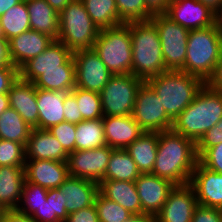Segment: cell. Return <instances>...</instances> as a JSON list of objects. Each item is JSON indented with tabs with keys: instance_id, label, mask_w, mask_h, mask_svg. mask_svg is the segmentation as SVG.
Listing matches in <instances>:
<instances>
[{
	"instance_id": "cell-58",
	"label": "cell",
	"mask_w": 222,
	"mask_h": 222,
	"mask_svg": "<svg viewBox=\"0 0 222 222\" xmlns=\"http://www.w3.org/2000/svg\"><path fill=\"white\" fill-rule=\"evenodd\" d=\"M6 212V210L1 206L0 204V218L3 216V214Z\"/></svg>"
},
{
	"instance_id": "cell-28",
	"label": "cell",
	"mask_w": 222,
	"mask_h": 222,
	"mask_svg": "<svg viewBox=\"0 0 222 222\" xmlns=\"http://www.w3.org/2000/svg\"><path fill=\"white\" fill-rule=\"evenodd\" d=\"M158 140L159 132H144L126 148L141 174L152 173L157 157Z\"/></svg>"
},
{
	"instance_id": "cell-7",
	"label": "cell",
	"mask_w": 222,
	"mask_h": 222,
	"mask_svg": "<svg viewBox=\"0 0 222 222\" xmlns=\"http://www.w3.org/2000/svg\"><path fill=\"white\" fill-rule=\"evenodd\" d=\"M93 49L111 74H132V43L128 24L99 30Z\"/></svg>"
},
{
	"instance_id": "cell-21",
	"label": "cell",
	"mask_w": 222,
	"mask_h": 222,
	"mask_svg": "<svg viewBox=\"0 0 222 222\" xmlns=\"http://www.w3.org/2000/svg\"><path fill=\"white\" fill-rule=\"evenodd\" d=\"M102 120L106 145L113 149H126L144 133L132 114L128 116H106Z\"/></svg>"
},
{
	"instance_id": "cell-20",
	"label": "cell",
	"mask_w": 222,
	"mask_h": 222,
	"mask_svg": "<svg viewBox=\"0 0 222 222\" xmlns=\"http://www.w3.org/2000/svg\"><path fill=\"white\" fill-rule=\"evenodd\" d=\"M8 99L10 107L15 109L30 127L39 129V113L34 83L19 77L11 86Z\"/></svg>"
},
{
	"instance_id": "cell-41",
	"label": "cell",
	"mask_w": 222,
	"mask_h": 222,
	"mask_svg": "<svg viewBox=\"0 0 222 222\" xmlns=\"http://www.w3.org/2000/svg\"><path fill=\"white\" fill-rule=\"evenodd\" d=\"M219 143H222V119L196 142L197 157L199 158L207 149Z\"/></svg>"
},
{
	"instance_id": "cell-19",
	"label": "cell",
	"mask_w": 222,
	"mask_h": 222,
	"mask_svg": "<svg viewBox=\"0 0 222 222\" xmlns=\"http://www.w3.org/2000/svg\"><path fill=\"white\" fill-rule=\"evenodd\" d=\"M47 34L29 29L8 40L9 56L18 69L29 59L38 56L53 42Z\"/></svg>"
},
{
	"instance_id": "cell-30",
	"label": "cell",
	"mask_w": 222,
	"mask_h": 222,
	"mask_svg": "<svg viewBox=\"0 0 222 222\" xmlns=\"http://www.w3.org/2000/svg\"><path fill=\"white\" fill-rule=\"evenodd\" d=\"M140 174L136 163L126 149H113L103 180L135 182Z\"/></svg>"
},
{
	"instance_id": "cell-17",
	"label": "cell",
	"mask_w": 222,
	"mask_h": 222,
	"mask_svg": "<svg viewBox=\"0 0 222 222\" xmlns=\"http://www.w3.org/2000/svg\"><path fill=\"white\" fill-rule=\"evenodd\" d=\"M189 184L193 187L198 205L222 207V174L211 171L197 162Z\"/></svg>"
},
{
	"instance_id": "cell-8",
	"label": "cell",
	"mask_w": 222,
	"mask_h": 222,
	"mask_svg": "<svg viewBox=\"0 0 222 222\" xmlns=\"http://www.w3.org/2000/svg\"><path fill=\"white\" fill-rule=\"evenodd\" d=\"M143 82L133 74H112L99 93L103 116L131 115L137 91Z\"/></svg>"
},
{
	"instance_id": "cell-4",
	"label": "cell",
	"mask_w": 222,
	"mask_h": 222,
	"mask_svg": "<svg viewBox=\"0 0 222 222\" xmlns=\"http://www.w3.org/2000/svg\"><path fill=\"white\" fill-rule=\"evenodd\" d=\"M127 24L130 26L132 43V74L146 82L168 71L155 24L151 20Z\"/></svg>"
},
{
	"instance_id": "cell-31",
	"label": "cell",
	"mask_w": 222,
	"mask_h": 222,
	"mask_svg": "<svg viewBox=\"0 0 222 222\" xmlns=\"http://www.w3.org/2000/svg\"><path fill=\"white\" fill-rule=\"evenodd\" d=\"M29 29H31L30 16L25 0L0 16V35L7 41Z\"/></svg>"
},
{
	"instance_id": "cell-9",
	"label": "cell",
	"mask_w": 222,
	"mask_h": 222,
	"mask_svg": "<svg viewBox=\"0 0 222 222\" xmlns=\"http://www.w3.org/2000/svg\"><path fill=\"white\" fill-rule=\"evenodd\" d=\"M156 26L167 70L179 71L184 67L189 29L175 23L165 13L154 14L150 19Z\"/></svg>"
},
{
	"instance_id": "cell-24",
	"label": "cell",
	"mask_w": 222,
	"mask_h": 222,
	"mask_svg": "<svg viewBox=\"0 0 222 222\" xmlns=\"http://www.w3.org/2000/svg\"><path fill=\"white\" fill-rule=\"evenodd\" d=\"M67 92L36 88L39 129L48 130L64 122V99Z\"/></svg>"
},
{
	"instance_id": "cell-16",
	"label": "cell",
	"mask_w": 222,
	"mask_h": 222,
	"mask_svg": "<svg viewBox=\"0 0 222 222\" xmlns=\"http://www.w3.org/2000/svg\"><path fill=\"white\" fill-rule=\"evenodd\" d=\"M135 186L141 202V213L156 216L175 184L154 174H140Z\"/></svg>"
},
{
	"instance_id": "cell-53",
	"label": "cell",
	"mask_w": 222,
	"mask_h": 222,
	"mask_svg": "<svg viewBox=\"0 0 222 222\" xmlns=\"http://www.w3.org/2000/svg\"><path fill=\"white\" fill-rule=\"evenodd\" d=\"M204 6L208 7L218 17L222 14V0H198Z\"/></svg>"
},
{
	"instance_id": "cell-22",
	"label": "cell",
	"mask_w": 222,
	"mask_h": 222,
	"mask_svg": "<svg viewBox=\"0 0 222 222\" xmlns=\"http://www.w3.org/2000/svg\"><path fill=\"white\" fill-rule=\"evenodd\" d=\"M26 160H56L66 162L68 153L48 131L32 128L25 146Z\"/></svg>"
},
{
	"instance_id": "cell-14",
	"label": "cell",
	"mask_w": 222,
	"mask_h": 222,
	"mask_svg": "<svg viewBox=\"0 0 222 222\" xmlns=\"http://www.w3.org/2000/svg\"><path fill=\"white\" fill-rule=\"evenodd\" d=\"M165 14L189 30L209 27L219 18L198 0H171Z\"/></svg>"
},
{
	"instance_id": "cell-52",
	"label": "cell",
	"mask_w": 222,
	"mask_h": 222,
	"mask_svg": "<svg viewBox=\"0 0 222 222\" xmlns=\"http://www.w3.org/2000/svg\"><path fill=\"white\" fill-rule=\"evenodd\" d=\"M11 64L8 41L0 35V67Z\"/></svg>"
},
{
	"instance_id": "cell-33",
	"label": "cell",
	"mask_w": 222,
	"mask_h": 222,
	"mask_svg": "<svg viewBox=\"0 0 222 222\" xmlns=\"http://www.w3.org/2000/svg\"><path fill=\"white\" fill-rule=\"evenodd\" d=\"M105 145L102 118L83 120L76 124L75 151L95 149Z\"/></svg>"
},
{
	"instance_id": "cell-6",
	"label": "cell",
	"mask_w": 222,
	"mask_h": 222,
	"mask_svg": "<svg viewBox=\"0 0 222 222\" xmlns=\"http://www.w3.org/2000/svg\"><path fill=\"white\" fill-rule=\"evenodd\" d=\"M98 33L81 0H73L59 13L57 40L72 52L93 48Z\"/></svg>"
},
{
	"instance_id": "cell-23",
	"label": "cell",
	"mask_w": 222,
	"mask_h": 222,
	"mask_svg": "<svg viewBox=\"0 0 222 222\" xmlns=\"http://www.w3.org/2000/svg\"><path fill=\"white\" fill-rule=\"evenodd\" d=\"M66 200L68 215L94 204L99 184L91 180L69 176L58 187Z\"/></svg>"
},
{
	"instance_id": "cell-60",
	"label": "cell",
	"mask_w": 222,
	"mask_h": 222,
	"mask_svg": "<svg viewBox=\"0 0 222 222\" xmlns=\"http://www.w3.org/2000/svg\"><path fill=\"white\" fill-rule=\"evenodd\" d=\"M221 216V222H222V207L218 208Z\"/></svg>"
},
{
	"instance_id": "cell-12",
	"label": "cell",
	"mask_w": 222,
	"mask_h": 222,
	"mask_svg": "<svg viewBox=\"0 0 222 222\" xmlns=\"http://www.w3.org/2000/svg\"><path fill=\"white\" fill-rule=\"evenodd\" d=\"M113 148L108 145L89 150H77L68 153L67 166L69 176L100 183L105 176L109 157Z\"/></svg>"
},
{
	"instance_id": "cell-25",
	"label": "cell",
	"mask_w": 222,
	"mask_h": 222,
	"mask_svg": "<svg viewBox=\"0 0 222 222\" xmlns=\"http://www.w3.org/2000/svg\"><path fill=\"white\" fill-rule=\"evenodd\" d=\"M24 183V166H0V204L5 210H16Z\"/></svg>"
},
{
	"instance_id": "cell-45",
	"label": "cell",
	"mask_w": 222,
	"mask_h": 222,
	"mask_svg": "<svg viewBox=\"0 0 222 222\" xmlns=\"http://www.w3.org/2000/svg\"><path fill=\"white\" fill-rule=\"evenodd\" d=\"M19 78V69L13 64L0 67V94H8L13 83Z\"/></svg>"
},
{
	"instance_id": "cell-36",
	"label": "cell",
	"mask_w": 222,
	"mask_h": 222,
	"mask_svg": "<svg viewBox=\"0 0 222 222\" xmlns=\"http://www.w3.org/2000/svg\"><path fill=\"white\" fill-rule=\"evenodd\" d=\"M48 190L25 180L19 205L16 208L21 214L32 216L43 201H46Z\"/></svg>"
},
{
	"instance_id": "cell-49",
	"label": "cell",
	"mask_w": 222,
	"mask_h": 222,
	"mask_svg": "<svg viewBox=\"0 0 222 222\" xmlns=\"http://www.w3.org/2000/svg\"><path fill=\"white\" fill-rule=\"evenodd\" d=\"M206 84L213 90L222 92V53L219 61L217 62V66L213 76L208 80Z\"/></svg>"
},
{
	"instance_id": "cell-5",
	"label": "cell",
	"mask_w": 222,
	"mask_h": 222,
	"mask_svg": "<svg viewBox=\"0 0 222 222\" xmlns=\"http://www.w3.org/2000/svg\"><path fill=\"white\" fill-rule=\"evenodd\" d=\"M156 92L167 115L174 121L205 84L183 71L168 70L146 81Z\"/></svg>"
},
{
	"instance_id": "cell-27",
	"label": "cell",
	"mask_w": 222,
	"mask_h": 222,
	"mask_svg": "<svg viewBox=\"0 0 222 222\" xmlns=\"http://www.w3.org/2000/svg\"><path fill=\"white\" fill-rule=\"evenodd\" d=\"M25 2L30 16V28L57 40L59 34V13L46 0H25Z\"/></svg>"
},
{
	"instance_id": "cell-57",
	"label": "cell",
	"mask_w": 222,
	"mask_h": 222,
	"mask_svg": "<svg viewBox=\"0 0 222 222\" xmlns=\"http://www.w3.org/2000/svg\"><path fill=\"white\" fill-rule=\"evenodd\" d=\"M9 107L8 94H0V115Z\"/></svg>"
},
{
	"instance_id": "cell-56",
	"label": "cell",
	"mask_w": 222,
	"mask_h": 222,
	"mask_svg": "<svg viewBox=\"0 0 222 222\" xmlns=\"http://www.w3.org/2000/svg\"><path fill=\"white\" fill-rule=\"evenodd\" d=\"M22 0H0V16H2L7 10L14 5L18 4Z\"/></svg>"
},
{
	"instance_id": "cell-44",
	"label": "cell",
	"mask_w": 222,
	"mask_h": 222,
	"mask_svg": "<svg viewBox=\"0 0 222 222\" xmlns=\"http://www.w3.org/2000/svg\"><path fill=\"white\" fill-rule=\"evenodd\" d=\"M83 120L75 96L71 92L66 93L64 99V121L78 124Z\"/></svg>"
},
{
	"instance_id": "cell-46",
	"label": "cell",
	"mask_w": 222,
	"mask_h": 222,
	"mask_svg": "<svg viewBox=\"0 0 222 222\" xmlns=\"http://www.w3.org/2000/svg\"><path fill=\"white\" fill-rule=\"evenodd\" d=\"M191 222H221L219 209L198 205L194 210Z\"/></svg>"
},
{
	"instance_id": "cell-26",
	"label": "cell",
	"mask_w": 222,
	"mask_h": 222,
	"mask_svg": "<svg viewBox=\"0 0 222 222\" xmlns=\"http://www.w3.org/2000/svg\"><path fill=\"white\" fill-rule=\"evenodd\" d=\"M99 192L107 199L114 201L131 214H141V202L135 182L119 180H102Z\"/></svg>"
},
{
	"instance_id": "cell-2",
	"label": "cell",
	"mask_w": 222,
	"mask_h": 222,
	"mask_svg": "<svg viewBox=\"0 0 222 222\" xmlns=\"http://www.w3.org/2000/svg\"><path fill=\"white\" fill-rule=\"evenodd\" d=\"M222 119V92L206 83L173 121L172 130L195 143Z\"/></svg>"
},
{
	"instance_id": "cell-1",
	"label": "cell",
	"mask_w": 222,
	"mask_h": 222,
	"mask_svg": "<svg viewBox=\"0 0 222 222\" xmlns=\"http://www.w3.org/2000/svg\"><path fill=\"white\" fill-rule=\"evenodd\" d=\"M198 162L196 143L171 130L159 132L157 157L151 174L175 185L190 182Z\"/></svg>"
},
{
	"instance_id": "cell-40",
	"label": "cell",
	"mask_w": 222,
	"mask_h": 222,
	"mask_svg": "<svg viewBox=\"0 0 222 222\" xmlns=\"http://www.w3.org/2000/svg\"><path fill=\"white\" fill-rule=\"evenodd\" d=\"M48 131L61 143L67 153L75 151L76 124L64 121L52 126Z\"/></svg>"
},
{
	"instance_id": "cell-47",
	"label": "cell",
	"mask_w": 222,
	"mask_h": 222,
	"mask_svg": "<svg viewBox=\"0 0 222 222\" xmlns=\"http://www.w3.org/2000/svg\"><path fill=\"white\" fill-rule=\"evenodd\" d=\"M66 222H100L95 204L69 214Z\"/></svg>"
},
{
	"instance_id": "cell-42",
	"label": "cell",
	"mask_w": 222,
	"mask_h": 222,
	"mask_svg": "<svg viewBox=\"0 0 222 222\" xmlns=\"http://www.w3.org/2000/svg\"><path fill=\"white\" fill-rule=\"evenodd\" d=\"M198 162L207 169L222 174V143L207 149Z\"/></svg>"
},
{
	"instance_id": "cell-54",
	"label": "cell",
	"mask_w": 222,
	"mask_h": 222,
	"mask_svg": "<svg viewBox=\"0 0 222 222\" xmlns=\"http://www.w3.org/2000/svg\"><path fill=\"white\" fill-rule=\"evenodd\" d=\"M124 222H156V217L149 214H132Z\"/></svg>"
},
{
	"instance_id": "cell-29",
	"label": "cell",
	"mask_w": 222,
	"mask_h": 222,
	"mask_svg": "<svg viewBox=\"0 0 222 222\" xmlns=\"http://www.w3.org/2000/svg\"><path fill=\"white\" fill-rule=\"evenodd\" d=\"M36 88L69 93L76 87L75 62L71 57L62 69L44 70L35 82Z\"/></svg>"
},
{
	"instance_id": "cell-48",
	"label": "cell",
	"mask_w": 222,
	"mask_h": 222,
	"mask_svg": "<svg viewBox=\"0 0 222 222\" xmlns=\"http://www.w3.org/2000/svg\"><path fill=\"white\" fill-rule=\"evenodd\" d=\"M31 217L36 222H60L56 215H52L51 198H46Z\"/></svg>"
},
{
	"instance_id": "cell-51",
	"label": "cell",
	"mask_w": 222,
	"mask_h": 222,
	"mask_svg": "<svg viewBox=\"0 0 222 222\" xmlns=\"http://www.w3.org/2000/svg\"><path fill=\"white\" fill-rule=\"evenodd\" d=\"M146 8L154 14L166 13L171 0H144Z\"/></svg>"
},
{
	"instance_id": "cell-15",
	"label": "cell",
	"mask_w": 222,
	"mask_h": 222,
	"mask_svg": "<svg viewBox=\"0 0 222 222\" xmlns=\"http://www.w3.org/2000/svg\"><path fill=\"white\" fill-rule=\"evenodd\" d=\"M72 51L62 42L53 40L44 52L29 59L19 68V77L34 83L44 74V70L62 69L71 57Z\"/></svg>"
},
{
	"instance_id": "cell-39",
	"label": "cell",
	"mask_w": 222,
	"mask_h": 222,
	"mask_svg": "<svg viewBox=\"0 0 222 222\" xmlns=\"http://www.w3.org/2000/svg\"><path fill=\"white\" fill-rule=\"evenodd\" d=\"M25 161V145L0 139V166H24Z\"/></svg>"
},
{
	"instance_id": "cell-38",
	"label": "cell",
	"mask_w": 222,
	"mask_h": 222,
	"mask_svg": "<svg viewBox=\"0 0 222 222\" xmlns=\"http://www.w3.org/2000/svg\"><path fill=\"white\" fill-rule=\"evenodd\" d=\"M94 204L100 222H124L132 215L128 210L107 199L100 192L97 193Z\"/></svg>"
},
{
	"instance_id": "cell-18",
	"label": "cell",
	"mask_w": 222,
	"mask_h": 222,
	"mask_svg": "<svg viewBox=\"0 0 222 222\" xmlns=\"http://www.w3.org/2000/svg\"><path fill=\"white\" fill-rule=\"evenodd\" d=\"M24 172L26 181L47 190L58 188L69 177L67 162L56 160H26Z\"/></svg>"
},
{
	"instance_id": "cell-34",
	"label": "cell",
	"mask_w": 222,
	"mask_h": 222,
	"mask_svg": "<svg viewBox=\"0 0 222 222\" xmlns=\"http://www.w3.org/2000/svg\"><path fill=\"white\" fill-rule=\"evenodd\" d=\"M31 131L32 127L15 109L9 107L0 115V139L15 141L26 146Z\"/></svg>"
},
{
	"instance_id": "cell-35",
	"label": "cell",
	"mask_w": 222,
	"mask_h": 222,
	"mask_svg": "<svg viewBox=\"0 0 222 222\" xmlns=\"http://www.w3.org/2000/svg\"><path fill=\"white\" fill-rule=\"evenodd\" d=\"M76 98L79 112L84 120L103 118L100 94L79 87L70 91Z\"/></svg>"
},
{
	"instance_id": "cell-43",
	"label": "cell",
	"mask_w": 222,
	"mask_h": 222,
	"mask_svg": "<svg viewBox=\"0 0 222 222\" xmlns=\"http://www.w3.org/2000/svg\"><path fill=\"white\" fill-rule=\"evenodd\" d=\"M46 198H51L52 215H56L60 222H66L68 218L66 200L59 188L48 189Z\"/></svg>"
},
{
	"instance_id": "cell-37",
	"label": "cell",
	"mask_w": 222,
	"mask_h": 222,
	"mask_svg": "<svg viewBox=\"0 0 222 222\" xmlns=\"http://www.w3.org/2000/svg\"><path fill=\"white\" fill-rule=\"evenodd\" d=\"M119 19L129 22L148 21L153 14L146 8L144 0H115Z\"/></svg>"
},
{
	"instance_id": "cell-32",
	"label": "cell",
	"mask_w": 222,
	"mask_h": 222,
	"mask_svg": "<svg viewBox=\"0 0 222 222\" xmlns=\"http://www.w3.org/2000/svg\"><path fill=\"white\" fill-rule=\"evenodd\" d=\"M99 30L124 24L119 19L115 0H81Z\"/></svg>"
},
{
	"instance_id": "cell-59",
	"label": "cell",
	"mask_w": 222,
	"mask_h": 222,
	"mask_svg": "<svg viewBox=\"0 0 222 222\" xmlns=\"http://www.w3.org/2000/svg\"><path fill=\"white\" fill-rule=\"evenodd\" d=\"M218 20H219V23H220L221 28H222V14L219 16Z\"/></svg>"
},
{
	"instance_id": "cell-50",
	"label": "cell",
	"mask_w": 222,
	"mask_h": 222,
	"mask_svg": "<svg viewBox=\"0 0 222 222\" xmlns=\"http://www.w3.org/2000/svg\"><path fill=\"white\" fill-rule=\"evenodd\" d=\"M0 222H36L31 216L19 213L16 210H6Z\"/></svg>"
},
{
	"instance_id": "cell-13",
	"label": "cell",
	"mask_w": 222,
	"mask_h": 222,
	"mask_svg": "<svg viewBox=\"0 0 222 222\" xmlns=\"http://www.w3.org/2000/svg\"><path fill=\"white\" fill-rule=\"evenodd\" d=\"M197 206L195 191L189 183L175 185L161 211L155 216L156 222H191Z\"/></svg>"
},
{
	"instance_id": "cell-10",
	"label": "cell",
	"mask_w": 222,
	"mask_h": 222,
	"mask_svg": "<svg viewBox=\"0 0 222 222\" xmlns=\"http://www.w3.org/2000/svg\"><path fill=\"white\" fill-rule=\"evenodd\" d=\"M132 116L144 132L172 129L173 120L167 115L161 100L147 82H143L137 91Z\"/></svg>"
},
{
	"instance_id": "cell-11",
	"label": "cell",
	"mask_w": 222,
	"mask_h": 222,
	"mask_svg": "<svg viewBox=\"0 0 222 222\" xmlns=\"http://www.w3.org/2000/svg\"><path fill=\"white\" fill-rule=\"evenodd\" d=\"M76 87L100 93L111 77V72L93 48L73 52Z\"/></svg>"
},
{
	"instance_id": "cell-55",
	"label": "cell",
	"mask_w": 222,
	"mask_h": 222,
	"mask_svg": "<svg viewBox=\"0 0 222 222\" xmlns=\"http://www.w3.org/2000/svg\"><path fill=\"white\" fill-rule=\"evenodd\" d=\"M73 0H46V2L58 13H60Z\"/></svg>"
},
{
	"instance_id": "cell-3",
	"label": "cell",
	"mask_w": 222,
	"mask_h": 222,
	"mask_svg": "<svg viewBox=\"0 0 222 222\" xmlns=\"http://www.w3.org/2000/svg\"><path fill=\"white\" fill-rule=\"evenodd\" d=\"M222 53V28L219 20L206 28L189 31L184 67L180 70L204 83L213 76Z\"/></svg>"
}]
</instances>
